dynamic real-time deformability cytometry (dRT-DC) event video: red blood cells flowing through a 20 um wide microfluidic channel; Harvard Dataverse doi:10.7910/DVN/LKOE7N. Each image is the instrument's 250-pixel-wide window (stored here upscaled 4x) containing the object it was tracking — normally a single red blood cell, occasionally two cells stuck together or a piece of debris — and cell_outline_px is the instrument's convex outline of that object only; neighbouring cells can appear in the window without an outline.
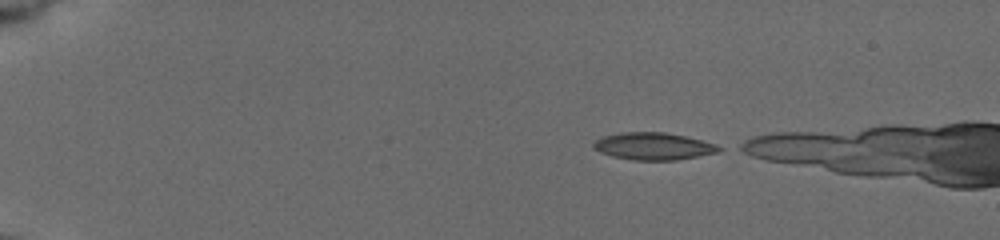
{"species": "common noctule bat (a hibernating species)", "species_latin": "Nyctalus noctula", "temperature_condition": "cold", "stored_images_in_passage": 14, "camera_frame_rate_fps": 3000, "um_per_image_px": 0.085, "animal": {"sex": "female", "body_mass_g": 19.5, "forearm_length_mm": 54.1}, "frame": {"image": 1, "passage_image": 1, "time_ms": 0.0, "image_size_px": [1000, 240], "cell_outline_px": [[724, 148], [720, 152], [676, 160], [632, 160], [612, 156], [600, 152], [592, 148], [592, 144], [596, 140], [604, 136], [620, 132], [664, 132], [684, 136], [716, 144]], "centroid_in_image_um": [55.54, 12.43], "position_along_channel_um": 29.5, "area_um2": 19.94}}
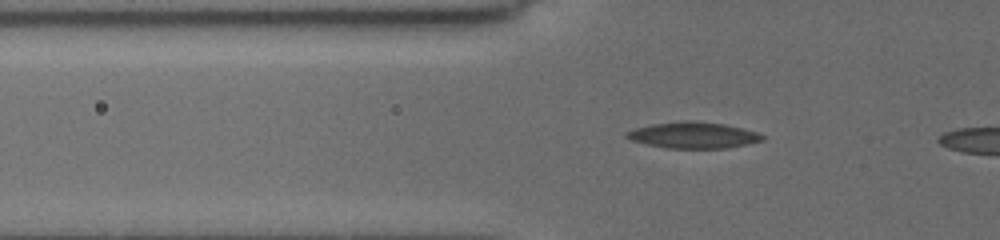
{"frame": {"image": 2, "passage_image": 10, "time_ms": 3.333, "image_size_px": [1000, 240], "cell_outline_px": [[764, 140], [748, 144], [728, 148], [668, 148], [644, 144], [632, 140], [624, 136], [624, 132], [632, 128], [652, 124], [684, 120], [692, 120], [724, 124], [756, 132], [764, 136]], "centroid_in_image_um": [58.87, 11.49], "position_along_channel_um": 66.9, "area_um2": 20.87}}